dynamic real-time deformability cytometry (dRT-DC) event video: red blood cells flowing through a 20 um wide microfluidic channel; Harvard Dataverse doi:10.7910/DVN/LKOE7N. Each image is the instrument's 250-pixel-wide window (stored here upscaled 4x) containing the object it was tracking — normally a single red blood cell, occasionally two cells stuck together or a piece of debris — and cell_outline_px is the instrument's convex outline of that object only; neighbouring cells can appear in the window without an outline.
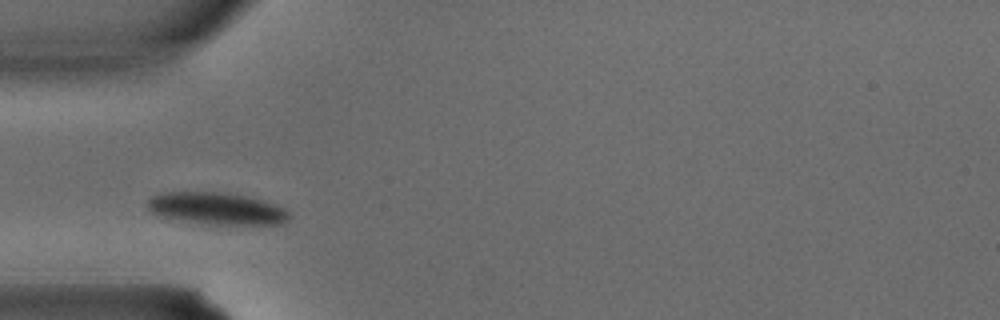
{"species": "common noctule bat (a hibernating species)", "species_latin": "Nyctalus noctula", "temperature_condition": "warm", "stored_images_in_passage": 3, "camera_frame_rate_fps": 3000, "um_per_image_px": 0.085, "animal": {"sex": "male", "body_mass_g": 15.6}, "frame": {"image": 1, "passage_image": 3, "time_ms": 0.667, "image_size_px": [1000, 320], "cell_outline_px": [[292, 216], [288, 220], [280, 224], [216, 224], [156, 216], [148, 212], [144, 204], [152, 196], [164, 192], [228, 192], [260, 200], [284, 208]], "centroid_in_image_um": [18.34, 17.71], "position_along_channel_um": 66.7, "area_um2": 26.36}}